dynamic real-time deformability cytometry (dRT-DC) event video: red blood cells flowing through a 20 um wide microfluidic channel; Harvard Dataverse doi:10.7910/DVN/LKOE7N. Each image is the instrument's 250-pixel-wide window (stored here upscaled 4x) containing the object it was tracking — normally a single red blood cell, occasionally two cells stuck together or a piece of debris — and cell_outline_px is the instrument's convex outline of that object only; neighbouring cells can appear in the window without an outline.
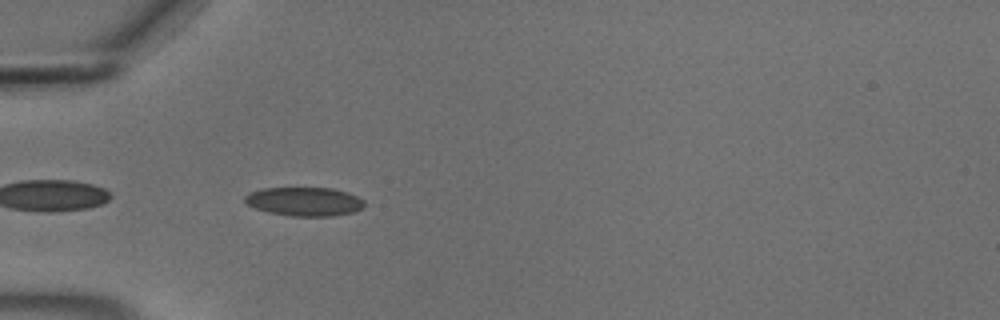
{"species": "common noctule bat (a hibernating species)", "species_latin": "Nyctalus noctula", "temperature_condition": "cold", "stored_images_in_passage": 38, "camera_frame_rate_fps": 3000, "um_per_image_px": 0.085, "animal": {"sex": "male", "body_mass_g": 18.8}, "frame": {"image": 1, "passage_image": 2, "time_ms": 0.333, "image_size_px": [1000, 320], "cell_outline_px": [[364, 208], [352, 212], [332, 216], [292, 216], [268, 212], [256, 208], [248, 204], [244, 200], [244, 196], [252, 192], [264, 188], [332, 188], [356, 196], [364, 200]], "centroid_in_image_um": [25.88, 17.13], "position_along_channel_um": 59.1, "area_um2": 19.83}}
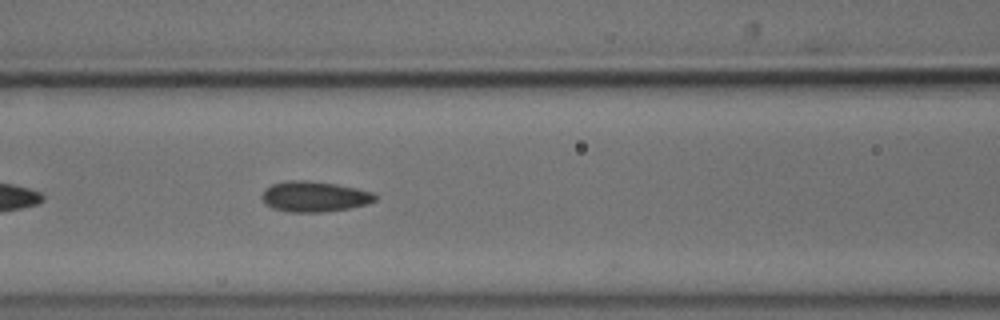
{"frame": {"image": 2, "passage_image": 9, "time_ms": 2.667, "image_size_px": [1000, 320], "cell_outline_px": [[376, 200], [368, 204], [348, 208], [320, 212], [288, 212], [272, 208], [264, 204], [260, 196], [264, 188], [272, 184], [288, 180], [308, 180], [336, 184], [356, 188], [372, 192], [376, 196]], "centroid_in_image_um": [26.66, 16.7], "position_along_channel_um": 139.9, "area_um2": 20.29}}
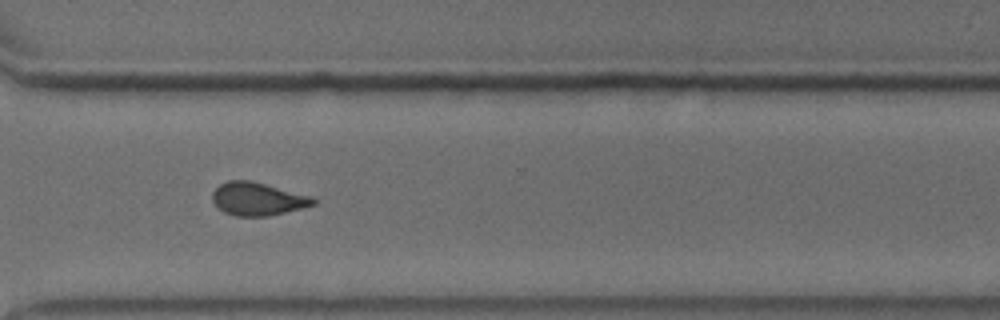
{"frame": {"image": 3, "passage_image": 26, "time_ms": 8.333, "image_size_px": [1000, 320], "cell_outline_px": [[316, 204], [268, 216], [236, 216], [224, 212], [212, 200], [212, 192], [220, 184], [228, 180], [252, 180], [312, 196], [316, 200]], "centroid_in_image_um": [21.9, 16.89], "position_along_channel_um": 348.7, "area_um2": 19.36}, "authors_computed_cell_mechanics": {"area_um2": 19.8254, "velocity_mm_per_s": 3.6894, "shape_relaxation_time_tau1_ms": 9.6995, "shape_relaxation_time_tau2_ms": 2.0551, "deformation_change_tau1": 0.1692, "deformation_change_tau2": 0.0752}}